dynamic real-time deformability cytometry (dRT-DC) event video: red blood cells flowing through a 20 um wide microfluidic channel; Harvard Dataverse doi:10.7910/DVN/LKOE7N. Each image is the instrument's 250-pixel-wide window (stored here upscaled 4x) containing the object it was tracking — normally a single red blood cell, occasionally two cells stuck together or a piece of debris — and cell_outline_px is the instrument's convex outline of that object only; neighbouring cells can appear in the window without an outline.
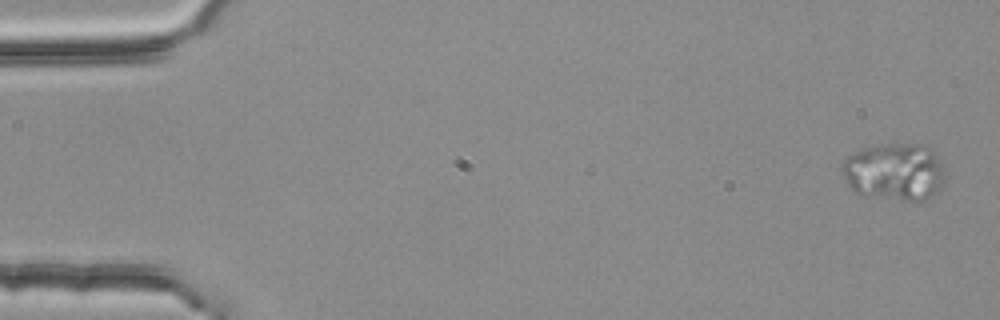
{"species": "common noctule bat (a hibernating species)", "species_latin": "Nyctalus noctula", "temperature_condition": "room temperature", "stored_images_in_passage": 2, "camera_frame_rate_fps": 3000, "um_per_image_px": 0.085, "animal": {"sex": "female", "body_mass_g": 25.1}, "frame": {"image": 1, "passage_image": 1, "time_ms": 0.0, "image_size_px": [1000, 320], "cell_outline_px": [[944, 172], [940, 188], [936, 192], [924, 200], [904, 200], [856, 192], [852, 188], [840, 172], [840, 168], [844, 160], [848, 156], [864, 148], [884, 144], [924, 144], [936, 156], [944, 168]], "centroid_in_image_um": [76.02, 14.58], "position_along_channel_um": 9.0, "area_um2": 33.7}}